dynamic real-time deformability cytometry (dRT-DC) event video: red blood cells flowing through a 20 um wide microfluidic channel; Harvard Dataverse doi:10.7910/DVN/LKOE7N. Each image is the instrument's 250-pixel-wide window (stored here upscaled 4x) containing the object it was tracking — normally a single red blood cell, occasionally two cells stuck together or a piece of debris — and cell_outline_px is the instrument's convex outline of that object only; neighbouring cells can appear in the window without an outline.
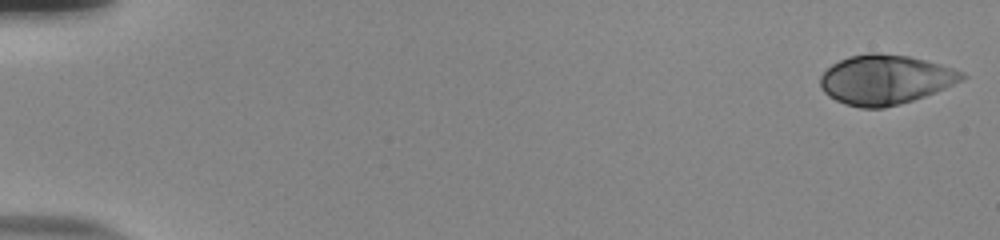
{"species": "human", "species_latin": "Homo sapiens", "temperature_condition": "room temperature", "stored_images_in_passage": 54, "camera_frame_rate_fps": 3000, "um_per_image_px": 0.085, "donor": {"sex": "male"}, "frame": {"image": 1, "passage_image": 1, "time_ms": 0.0, "image_size_px": [1000, 240], "cell_outline_px": [[968, 76], [936, 92], [900, 104], [884, 108], [860, 108], [844, 104], [828, 96], [820, 88], [820, 76], [832, 64], [848, 56], [868, 52], [876, 52], [908, 56], [940, 64], [964, 72]], "centroid_in_image_um": [75.21, 6.77], "position_along_channel_um": 9.8, "area_um2": 40.92}}
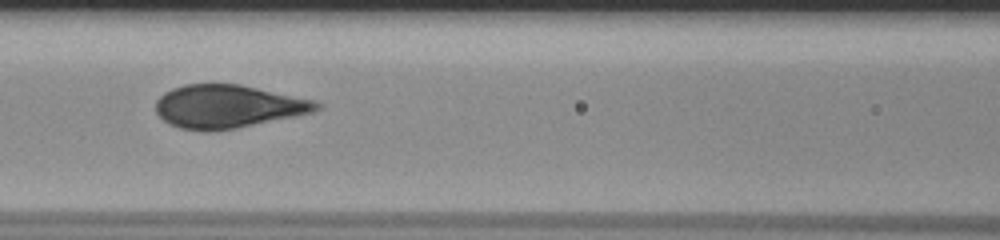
{"frame": {"image": 2, "passage_image": 25, "time_ms": 8.0, "image_size_px": [1000, 240], "cell_outline_px": [[324, 104], [320, 108], [312, 112], [236, 128], [212, 132], [204, 132], [180, 128], [168, 124], [156, 112], [156, 100], [164, 92], [172, 88], [184, 84], [240, 84], [316, 100]], "centroid_in_image_um": [19.35, 9.05], "position_along_channel_um": 147.2, "area_um2": 40.58}}
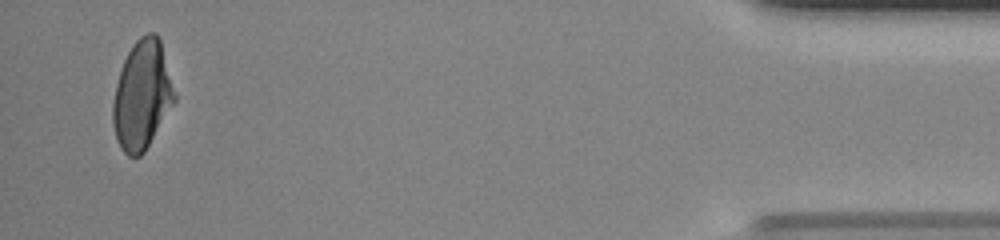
{"frame": {"image": 3, "passage_image": 52, "time_ms": 17.0, "image_size_px": [1000, 240], "cell_outline_px": [[176, 100], [144, 152], [140, 156], [128, 156], [120, 148], [116, 140], [112, 124], [112, 104], [116, 84], [124, 60], [132, 44], [140, 36], [148, 32], [156, 32], [160, 40], [176, 96]], "centroid_in_image_um": [12.06, 8.09], "position_along_channel_um": 423.1, "area_um2": 38.96}, "authors_computed_cell_mechanics": {"area_um2": 40.3444, "velocity_mm_per_s": 3.8534, "shape_relaxation_time_tau1_ms": 4.4767, "shape_relaxation_time_tau2_ms": null, "deformation_change_tau1": 0.2242, "deformation_change_tau2": null}}